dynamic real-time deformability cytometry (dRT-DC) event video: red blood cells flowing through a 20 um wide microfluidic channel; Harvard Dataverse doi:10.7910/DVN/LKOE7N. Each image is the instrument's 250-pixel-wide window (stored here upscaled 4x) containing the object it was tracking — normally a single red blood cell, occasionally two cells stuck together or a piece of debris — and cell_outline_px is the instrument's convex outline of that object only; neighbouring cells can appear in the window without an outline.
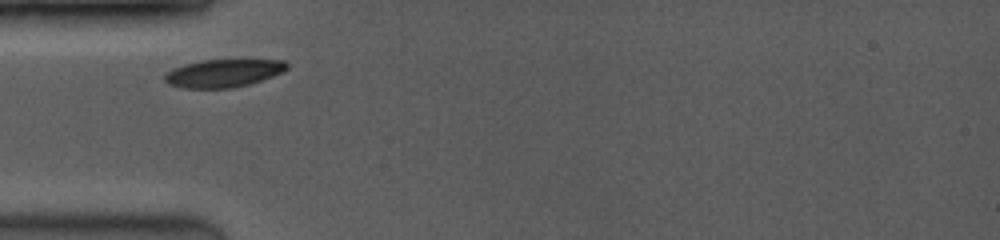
{"species": "common noctule bat (a hibernating species)", "species_latin": "Nyctalus noctula", "temperature_condition": "room temperature", "stored_images_in_passage": 2, "camera_frame_rate_fps": 3500, "um_per_image_px": 0.085, "animal": {"sex": "female", "body_mass_g": 19.0, "forearm_length_mm": 53.3}, "frame": {"image": 1, "passage_image": 1, "time_ms": 0.0, "image_size_px": [1000, 240], "cell_outline_px": [[288, 68], [272, 76], [248, 84], [232, 88], [184, 88], [168, 84], [164, 80], [164, 76], [172, 68], [184, 64], [200, 60], [284, 60], [288, 64]], "centroid_in_image_um": [18.94, 6.22], "position_along_channel_um": 66.1, "area_um2": 19.71}}